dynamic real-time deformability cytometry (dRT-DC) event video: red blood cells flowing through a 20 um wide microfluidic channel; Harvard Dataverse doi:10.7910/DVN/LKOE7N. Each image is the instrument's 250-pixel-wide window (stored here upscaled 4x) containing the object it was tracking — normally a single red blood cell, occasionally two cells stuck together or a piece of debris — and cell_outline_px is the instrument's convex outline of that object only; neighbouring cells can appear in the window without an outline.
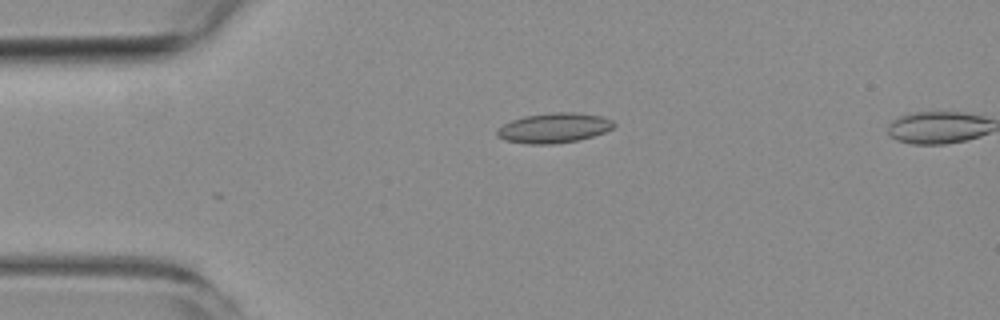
{"species": "common noctule bat (a hibernating species)", "species_latin": "Nyctalus noctula", "temperature_condition": "room temperature", "stored_images_in_passage": 6, "segment_of_instrument_passage": [1, 2], "camera_frame_rate_fps": 3000, "um_per_image_px": 0.085, "animal": {"sex": "female", "body_mass_g": 19.3, "forearm_length_mm": 54.1}, "frame": {"image": 1, "passage_image": 4, "time_ms": 3.667, "image_size_px": [1000, 320], "cell_outline_px": [[616, 124], [612, 128], [604, 132], [592, 136], [576, 140], [552, 144], [528, 144], [504, 140], [496, 136], [496, 128], [512, 120], [524, 116], [552, 112], [576, 112], [604, 116], [612, 120]], "centroid_in_image_um": [47.07, 10.86], "position_along_channel_um": 37.9, "area_um2": 20.46}}